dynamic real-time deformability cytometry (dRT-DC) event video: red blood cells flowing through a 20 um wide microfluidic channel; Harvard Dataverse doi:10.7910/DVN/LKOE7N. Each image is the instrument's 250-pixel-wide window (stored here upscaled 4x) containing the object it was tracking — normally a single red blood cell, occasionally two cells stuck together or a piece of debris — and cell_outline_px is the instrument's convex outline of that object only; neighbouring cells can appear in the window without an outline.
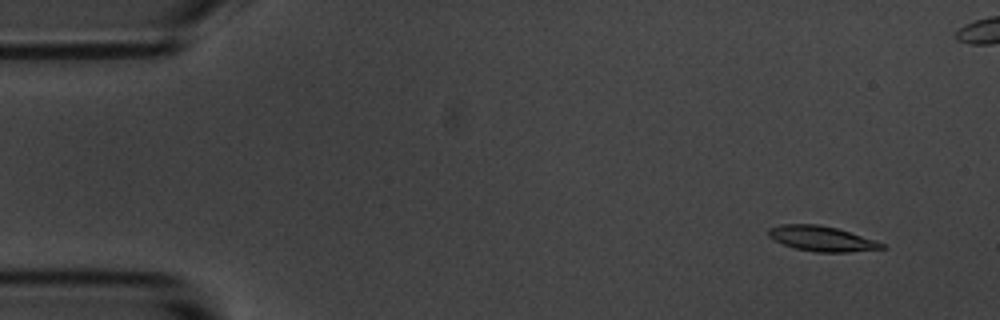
{"species": "common noctule bat (a hibernating species)", "species_latin": "Nyctalus noctula", "temperature_condition": "room temperature", "stored_images_in_passage": 6, "camera_frame_rate_fps": 3000, "um_per_image_px": 0.085, "animal": {"sex": "male", "body_mass_g": 20.1, "forearm_length_mm": 53.5}, "frame": {"image": 1, "passage_image": 2, "time_ms": 1.0, "image_size_px": [1000, 320], "cell_outline_px": [[888, 248], [848, 252], [816, 252], [796, 248], [784, 244], [768, 236], [768, 228], [780, 224], [816, 224], [836, 228], [884, 244]], "centroid_in_image_um": [69.81, 20.28], "position_along_channel_um": 15.2, "area_um2": 16.24}}